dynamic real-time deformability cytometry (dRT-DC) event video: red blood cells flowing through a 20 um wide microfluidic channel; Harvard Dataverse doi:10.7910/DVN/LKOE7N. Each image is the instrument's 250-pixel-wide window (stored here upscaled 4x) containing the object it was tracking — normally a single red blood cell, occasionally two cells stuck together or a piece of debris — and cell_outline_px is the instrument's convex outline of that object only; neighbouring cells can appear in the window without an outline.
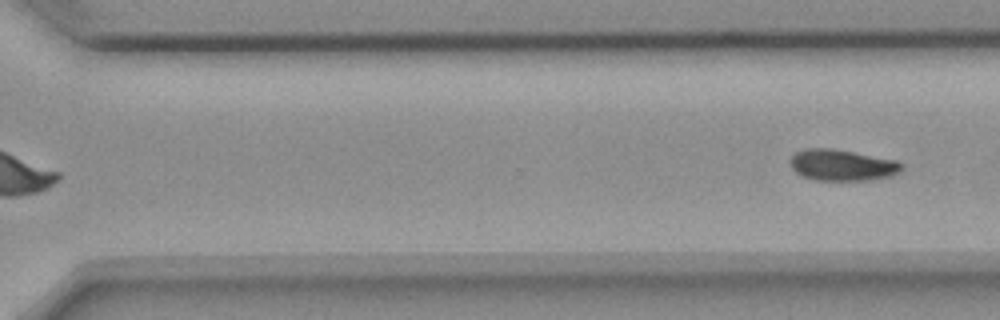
{"species": "common noctule bat (a hibernating species)", "species_latin": "Nyctalus noctula", "temperature_condition": "room temperature", "stored_images_in_passage": 9, "segment_of_instrument_passage": [2, 2], "camera_frame_rate_fps": 3000, "um_per_image_px": 0.085, "animal": {"sex": "female", "body_mass_g": 18.4}, "frame": {"image": 1, "passage_image": 9, "time_ms": 10.667, "image_size_px": [1000, 320], "cell_outline_px": [[904, 168], [900, 172], [892, 176], [868, 180], [812, 180], [800, 176], [792, 168], [788, 160], [796, 152], [804, 148], [832, 148], [896, 160], [904, 164]], "centroid_in_image_um": [71.57, 14.04], "position_along_channel_um": 299.0, "area_um2": 20.58}}